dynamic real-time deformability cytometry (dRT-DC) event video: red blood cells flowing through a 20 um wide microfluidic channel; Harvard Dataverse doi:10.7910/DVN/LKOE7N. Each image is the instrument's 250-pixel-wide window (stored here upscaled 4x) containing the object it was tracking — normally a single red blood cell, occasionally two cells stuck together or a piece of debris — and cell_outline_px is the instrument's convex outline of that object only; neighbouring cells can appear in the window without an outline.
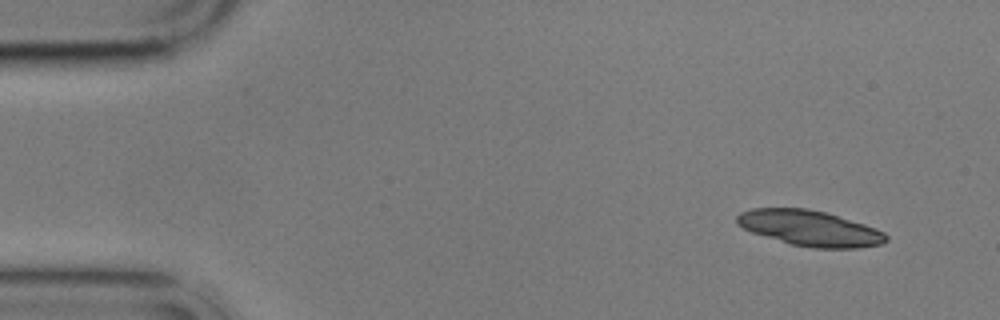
{"species": "common noctule bat (a hibernating species)", "species_latin": "Nyctalus noctula", "temperature_condition": "cold", "stored_images_in_passage": 3, "camera_frame_rate_fps": 3000, "um_per_image_px": 0.085, "animal": {"sex": "male", "body_mass_g": 17.9}, "frame": {"image": 1, "passage_image": 1, "time_ms": 0.0, "image_size_px": [1000, 320], "cell_outline_px": [[888, 240], [884, 244], [860, 248], [812, 248], [788, 244], [752, 232], [736, 224], [736, 216], [740, 212], [752, 208], [808, 208], [828, 212], [876, 228], [884, 232], [888, 236]], "centroid_in_image_um": [68.85, 19.4], "position_along_channel_um": 16.1, "area_um2": 31.33}}